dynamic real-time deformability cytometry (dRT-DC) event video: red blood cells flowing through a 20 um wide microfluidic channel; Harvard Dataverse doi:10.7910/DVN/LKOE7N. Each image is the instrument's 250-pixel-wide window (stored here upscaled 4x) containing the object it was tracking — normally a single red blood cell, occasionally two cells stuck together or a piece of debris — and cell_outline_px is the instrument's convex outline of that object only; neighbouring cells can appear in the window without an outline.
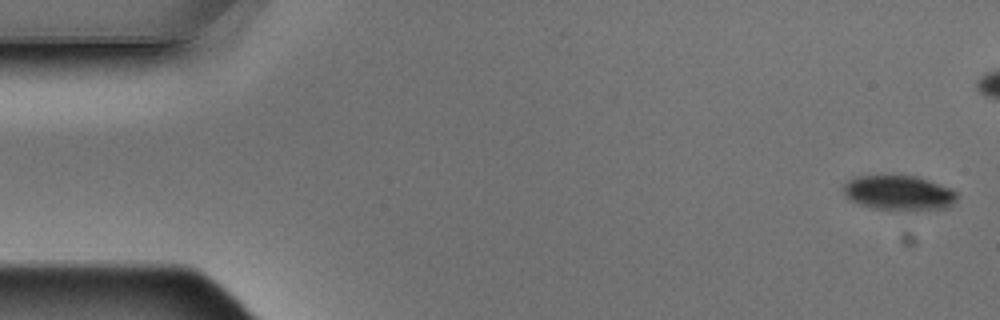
{"species": "Egyptian fruit bat (a non-hibernating species)", "species_latin": "Rousettus aegyptiacus", "temperature_condition": "warm", "stored_images_in_passage": 7, "camera_frame_rate_fps": 3000, "um_per_image_px": 0.085, "animal": {"sex": "male"}, "frame": {"image": 1, "passage_image": 1, "time_ms": 0.0, "image_size_px": [1000, 320], "cell_outline_px": [[960, 196], [948, 208], [872, 208], [848, 200], [844, 196], [844, 184], [848, 180], [856, 176], [880, 172], [884, 172], [916, 176], [952, 188]], "centroid_in_image_um": [76.34, 16.3], "position_along_channel_um": 8.7, "area_um2": 23.47}}
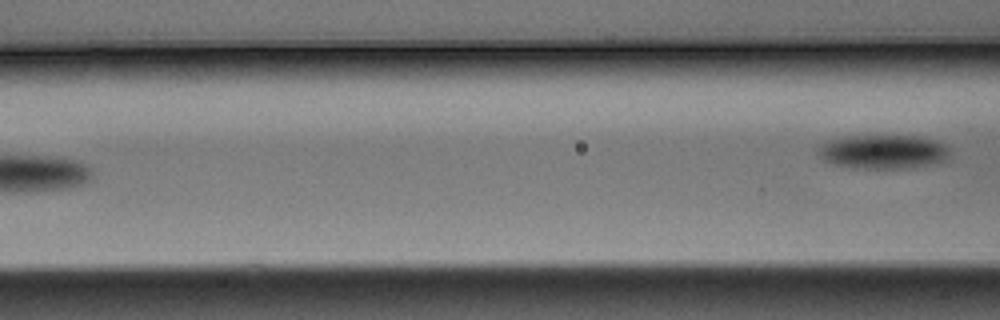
{"frame": {"image": 2, "passage_image": 7, "time_ms": 2.0, "image_size_px": [1000, 320], "cell_outline_px": [[948, 156], [944, 160], [928, 164], [908, 168], [852, 168], [836, 164], [824, 160], [816, 152], [820, 144], [844, 136], [916, 136], [932, 140], [944, 144], [948, 148]], "centroid_in_image_um": [75.01, 12.9], "position_along_channel_um": 91.6, "area_um2": 25.72}}